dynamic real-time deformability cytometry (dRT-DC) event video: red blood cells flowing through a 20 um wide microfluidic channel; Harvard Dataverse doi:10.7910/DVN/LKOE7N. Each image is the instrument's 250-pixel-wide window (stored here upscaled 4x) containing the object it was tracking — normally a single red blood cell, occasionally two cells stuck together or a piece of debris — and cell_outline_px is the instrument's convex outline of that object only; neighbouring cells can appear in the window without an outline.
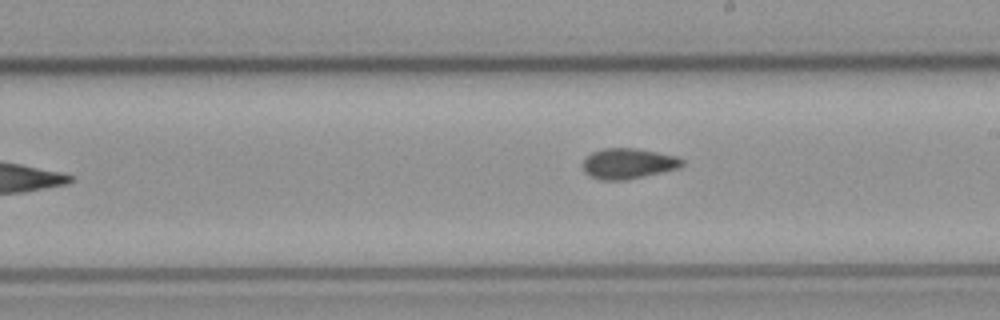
{"species": "common noctule bat (a hibernating species)", "species_latin": "Nyctalus noctula", "temperature_condition": "cold", "stored_images_in_passage": 8, "camera_frame_rate_fps": 3000, "um_per_image_px": 0.085, "animal": {"sex": "male", "body_mass_g": 23.1, "forearm_length_mm": 52.7}, "frame": {"image": 1, "passage_image": 8, "time_ms": 9.0, "image_size_px": [1000, 320], "cell_outline_px": [[684, 164], [680, 168], [628, 180], [600, 180], [588, 176], [584, 172], [580, 164], [584, 156], [600, 148], [636, 148], [676, 156], [684, 160]], "centroid_in_image_um": [53.33, 13.9], "position_along_channel_um": 235.7, "area_um2": 18.15}}